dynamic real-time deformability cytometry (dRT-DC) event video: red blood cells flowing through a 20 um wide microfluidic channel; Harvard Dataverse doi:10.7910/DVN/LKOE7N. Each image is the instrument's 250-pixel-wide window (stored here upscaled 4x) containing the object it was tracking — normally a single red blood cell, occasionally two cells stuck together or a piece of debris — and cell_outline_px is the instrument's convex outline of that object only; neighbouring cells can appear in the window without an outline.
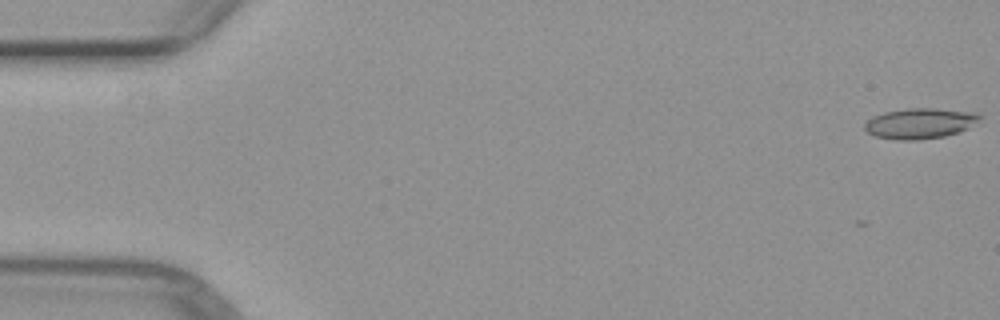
{"species": "common noctule bat (a hibernating species)", "species_latin": "Nyctalus noctula", "temperature_condition": "warm", "stored_images_in_passage": 13, "camera_frame_rate_fps": 3000, "um_per_image_px": 0.085, "animal": {"sex": "female", "body_mass_g": 29.2, "forearm_length_mm": 56.3}, "frame": {"image": 1, "passage_image": 1, "time_ms": 0.0, "image_size_px": [1000, 320], "cell_outline_px": [[984, 116], [980, 120], [968, 128], [960, 132], [944, 136], [916, 140], [896, 140], [876, 136], [868, 132], [864, 128], [864, 124], [872, 116], [884, 112], [908, 108], [936, 108], [976, 112]], "centroid_in_image_um": [78.23, 10.48], "position_along_channel_um": 6.8, "area_um2": 20.63}}
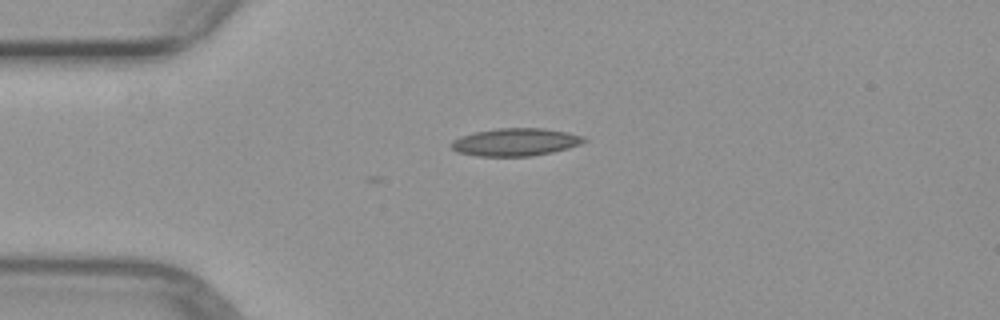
{"frame": {"image": 2, "passage_image": 13, "time_ms": 4.0, "image_size_px": [1000, 320], "cell_outline_px": [[588, 140], [580, 144], [568, 148], [552, 152], [532, 156], [476, 156], [456, 152], [448, 144], [452, 140], [460, 136], [476, 132], [496, 128], [544, 128], [568, 132], [584, 136]], "centroid_in_image_um": [43.8, 12.07], "position_along_channel_um": 41.2, "area_um2": 21.62}}